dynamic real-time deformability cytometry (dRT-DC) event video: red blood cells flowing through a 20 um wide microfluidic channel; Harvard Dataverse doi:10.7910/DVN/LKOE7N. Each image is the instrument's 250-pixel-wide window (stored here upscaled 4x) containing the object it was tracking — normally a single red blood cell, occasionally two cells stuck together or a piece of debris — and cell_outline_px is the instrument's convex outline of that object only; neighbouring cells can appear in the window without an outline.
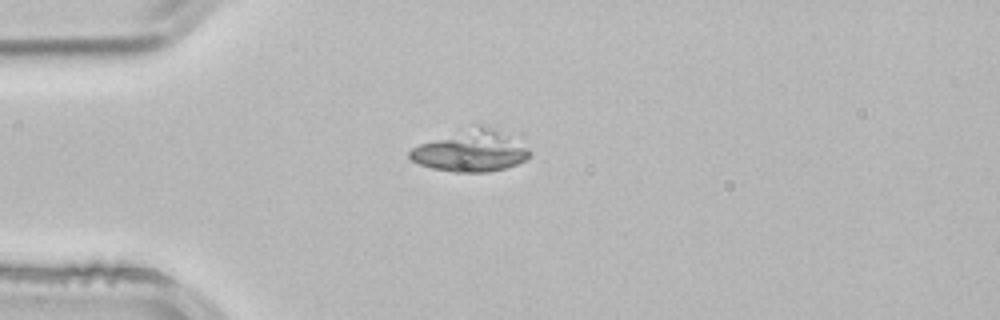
{"species": "common noctule bat (a hibernating species)", "species_latin": "Nyctalus noctula", "temperature_condition": "room temperature", "stored_images_in_passage": 4, "camera_frame_rate_fps": 3000, "um_per_image_px": 0.085, "animal": {"sex": "male", "body_mass_g": 21.5, "forearm_length_mm": 52.0}, "frame": {"image": 1, "passage_image": 3, "time_ms": 0.667, "image_size_px": [1000, 320], "cell_outline_px": [[532, 152], [524, 160], [516, 164], [504, 168], [488, 172], [456, 172], [432, 168], [420, 164], [412, 160], [408, 156], [408, 152], [412, 148], [420, 144], [472, 124], [480, 124], [520, 132]], "centroid_in_image_um": [40.18, 12.74], "position_along_channel_um": 44.8, "area_um2": 30.4}}
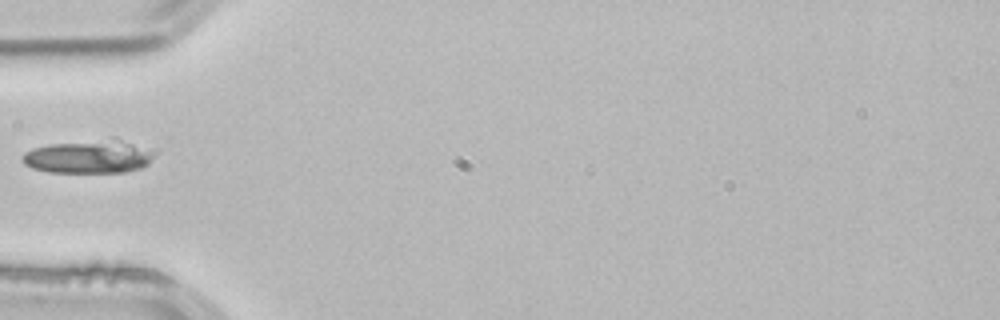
{"frame": {"image": 2, "passage_image": 4, "time_ms": 1.0, "image_size_px": [1000, 320], "cell_outline_px": [[156, 152], [148, 164], [140, 168], [124, 172], [48, 172], [32, 168], [24, 164], [20, 160], [20, 156], [24, 152], [32, 148], [48, 144], [112, 136], [116, 136]], "centroid_in_image_um": [7.53, 13.27], "position_along_channel_um": 77.5, "area_um2": 26.47}}